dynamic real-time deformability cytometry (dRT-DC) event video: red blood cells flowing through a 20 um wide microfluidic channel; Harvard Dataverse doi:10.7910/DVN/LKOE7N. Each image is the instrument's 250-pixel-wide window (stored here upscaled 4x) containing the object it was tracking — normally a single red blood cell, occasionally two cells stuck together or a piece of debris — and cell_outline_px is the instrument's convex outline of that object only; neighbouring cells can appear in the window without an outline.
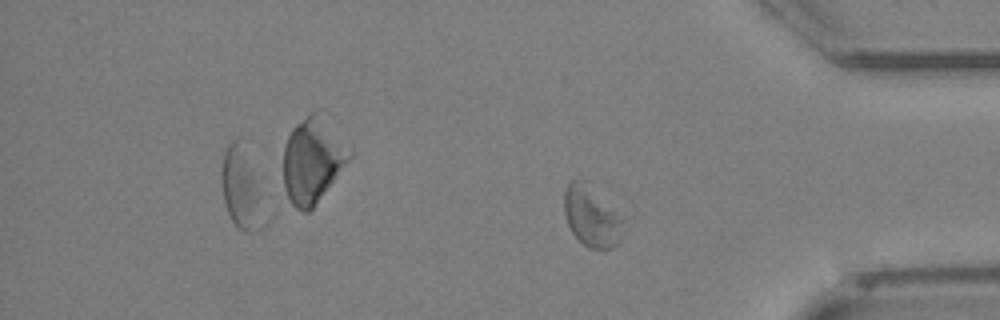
{"species": "Egyptian fruit bat (a non-hibernating species)", "species_latin": "Rousettus aegyptiacus", "temperature_condition": "cold", "stored_images_in_passage": 22, "camera_frame_rate_fps": 3000, "um_per_image_px": 0.085, "animal": {"sex": "female"}, "frame": {"image": 1, "passage_image": 19, "time_ms": 6.0, "image_size_px": [1000, 320], "cell_outline_px": [[336, 164], [328, 180], [312, 204], [308, 208], [284, 176], [284, 156], [292, 132], [296, 128], [304, 128]], "centroid_in_image_um": [26.07, 14.1], "position_along_channel_um": 409.1, "area_um2": 18.15}}